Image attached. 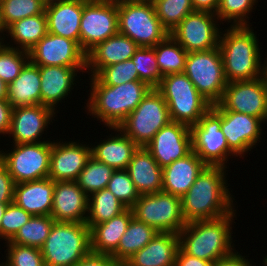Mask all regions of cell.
Instances as JSON below:
<instances>
[{
  "mask_svg": "<svg viewBox=\"0 0 267 266\" xmlns=\"http://www.w3.org/2000/svg\"><path fill=\"white\" fill-rule=\"evenodd\" d=\"M61 1H67V0H42V2L44 3L45 6H48V5L54 4V3H58Z\"/></svg>",
  "mask_w": 267,
  "mask_h": 266,
  "instance_id": "680465c9",
  "label": "cell"
},
{
  "mask_svg": "<svg viewBox=\"0 0 267 266\" xmlns=\"http://www.w3.org/2000/svg\"><path fill=\"white\" fill-rule=\"evenodd\" d=\"M8 204H10V203H0V225H1L2 217L4 215V212H5Z\"/></svg>",
  "mask_w": 267,
  "mask_h": 266,
  "instance_id": "6f0895ef",
  "label": "cell"
},
{
  "mask_svg": "<svg viewBox=\"0 0 267 266\" xmlns=\"http://www.w3.org/2000/svg\"><path fill=\"white\" fill-rule=\"evenodd\" d=\"M95 77L103 84L117 86L134 80H139L138 71L132 60H126L102 68Z\"/></svg>",
  "mask_w": 267,
  "mask_h": 266,
  "instance_id": "7bdbcfd3",
  "label": "cell"
},
{
  "mask_svg": "<svg viewBox=\"0 0 267 266\" xmlns=\"http://www.w3.org/2000/svg\"><path fill=\"white\" fill-rule=\"evenodd\" d=\"M15 182L5 164L0 160V203H12Z\"/></svg>",
  "mask_w": 267,
  "mask_h": 266,
  "instance_id": "7dc6e473",
  "label": "cell"
},
{
  "mask_svg": "<svg viewBox=\"0 0 267 266\" xmlns=\"http://www.w3.org/2000/svg\"><path fill=\"white\" fill-rule=\"evenodd\" d=\"M214 105L219 110L244 113L267 123V85L262 77L228 83L222 99Z\"/></svg>",
  "mask_w": 267,
  "mask_h": 266,
  "instance_id": "9a60e30c",
  "label": "cell"
},
{
  "mask_svg": "<svg viewBox=\"0 0 267 266\" xmlns=\"http://www.w3.org/2000/svg\"><path fill=\"white\" fill-rule=\"evenodd\" d=\"M138 48L129 37L118 32L86 54V70H90L87 73L95 76L104 67L130 60Z\"/></svg>",
  "mask_w": 267,
  "mask_h": 266,
  "instance_id": "603a6c76",
  "label": "cell"
},
{
  "mask_svg": "<svg viewBox=\"0 0 267 266\" xmlns=\"http://www.w3.org/2000/svg\"><path fill=\"white\" fill-rule=\"evenodd\" d=\"M195 11H208L216 14L220 0H191Z\"/></svg>",
  "mask_w": 267,
  "mask_h": 266,
  "instance_id": "f5cc1de1",
  "label": "cell"
},
{
  "mask_svg": "<svg viewBox=\"0 0 267 266\" xmlns=\"http://www.w3.org/2000/svg\"><path fill=\"white\" fill-rule=\"evenodd\" d=\"M36 66L86 67V53L69 38L47 33L30 51Z\"/></svg>",
  "mask_w": 267,
  "mask_h": 266,
  "instance_id": "2e32d148",
  "label": "cell"
},
{
  "mask_svg": "<svg viewBox=\"0 0 267 266\" xmlns=\"http://www.w3.org/2000/svg\"><path fill=\"white\" fill-rule=\"evenodd\" d=\"M133 217L157 232L179 233L186 225L181 198L166 192L140 195L131 207Z\"/></svg>",
  "mask_w": 267,
  "mask_h": 266,
  "instance_id": "30bf717a",
  "label": "cell"
},
{
  "mask_svg": "<svg viewBox=\"0 0 267 266\" xmlns=\"http://www.w3.org/2000/svg\"><path fill=\"white\" fill-rule=\"evenodd\" d=\"M45 12L42 0H1L0 20L6 30L14 22Z\"/></svg>",
  "mask_w": 267,
  "mask_h": 266,
  "instance_id": "74e56055",
  "label": "cell"
},
{
  "mask_svg": "<svg viewBox=\"0 0 267 266\" xmlns=\"http://www.w3.org/2000/svg\"><path fill=\"white\" fill-rule=\"evenodd\" d=\"M162 26L170 33L188 14L194 12L191 0H152Z\"/></svg>",
  "mask_w": 267,
  "mask_h": 266,
  "instance_id": "f35d334b",
  "label": "cell"
},
{
  "mask_svg": "<svg viewBox=\"0 0 267 266\" xmlns=\"http://www.w3.org/2000/svg\"><path fill=\"white\" fill-rule=\"evenodd\" d=\"M153 48L162 76L184 72L188 52L170 34Z\"/></svg>",
  "mask_w": 267,
  "mask_h": 266,
  "instance_id": "e575fe53",
  "label": "cell"
},
{
  "mask_svg": "<svg viewBox=\"0 0 267 266\" xmlns=\"http://www.w3.org/2000/svg\"><path fill=\"white\" fill-rule=\"evenodd\" d=\"M126 171L140 195L162 191V168L145 147H139L133 154Z\"/></svg>",
  "mask_w": 267,
  "mask_h": 266,
  "instance_id": "83f0119b",
  "label": "cell"
},
{
  "mask_svg": "<svg viewBox=\"0 0 267 266\" xmlns=\"http://www.w3.org/2000/svg\"><path fill=\"white\" fill-rule=\"evenodd\" d=\"M90 97L87 112L105 126L118 127L152 89L147 83L134 80L117 86L103 85L95 76L89 77Z\"/></svg>",
  "mask_w": 267,
  "mask_h": 266,
  "instance_id": "7a4b0ae2",
  "label": "cell"
},
{
  "mask_svg": "<svg viewBox=\"0 0 267 266\" xmlns=\"http://www.w3.org/2000/svg\"><path fill=\"white\" fill-rule=\"evenodd\" d=\"M178 249L177 233L158 232L146 246L124 264L126 266H175Z\"/></svg>",
  "mask_w": 267,
  "mask_h": 266,
  "instance_id": "484cf974",
  "label": "cell"
},
{
  "mask_svg": "<svg viewBox=\"0 0 267 266\" xmlns=\"http://www.w3.org/2000/svg\"><path fill=\"white\" fill-rule=\"evenodd\" d=\"M115 170L93 158L88 160L87 164L80 172L76 182L78 186L88 195L107 188L112 173Z\"/></svg>",
  "mask_w": 267,
  "mask_h": 266,
  "instance_id": "8d00e7d4",
  "label": "cell"
},
{
  "mask_svg": "<svg viewBox=\"0 0 267 266\" xmlns=\"http://www.w3.org/2000/svg\"><path fill=\"white\" fill-rule=\"evenodd\" d=\"M39 69L41 104L54 111H56L57 104L68 97L74 89L77 73L83 74L86 71V67L39 66Z\"/></svg>",
  "mask_w": 267,
  "mask_h": 266,
  "instance_id": "7402d4cb",
  "label": "cell"
},
{
  "mask_svg": "<svg viewBox=\"0 0 267 266\" xmlns=\"http://www.w3.org/2000/svg\"><path fill=\"white\" fill-rule=\"evenodd\" d=\"M264 122L244 113L221 110V130L227 140L229 149L238 157L245 156L255 148L262 135Z\"/></svg>",
  "mask_w": 267,
  "mask_h": 266,
  "instance_id": "ac0fdd59",
  "label": "cell"
},
{
  "mask_svg": "<svg viewBox=\"0 0 267 266\" xmlns=\"http://www.w3.org/2000/svg\"><path fill=\"white\" fill-rule=\"evenodd\" d=\"M13 107L7 99L0 100V134L9 133Z\"/></svg>",
  "mask_w": 267,
  "mask_h": 266,
  "instance_id": "681fc988",
  "label": "cell"
},
{
  "mask_svg": "<svg viewBox=\"0 0 267 266\" xmlns=\"http://www.w3.org/2000/svg\"><path fill=\"white\" fill-rule=\"evenodd\" d=\"M158 232L146 223L130 220L117 250L111 255L119 264H124L136 252L146 246Z\"/></svg>",
  "mask_w": 267,
  "mask_h": 266,
  "instance_id": "d6a6232c",
  "label": "cell"
},
{
  "mask_svg": "<svg viewBox=\"0 0 267 266\" xmlns=\"http://www.w3.org/2000/svg\"><path fill=\"white\" fill-rule=\"evenodd\" d=\"M218 21L214 13L194 11L188 14L169 34L188 53L208 51L219 46L221 30Z\"/></svg>",
  "mask_w": 267,
  "mask_h": 266,
  "instance_id": "5bb4252c",
  "label": "cell"
},
{
  "mask_svg": "<svg viewBox=\"0 0 267 266\" xmlns=\"http://www.w3.org/2000/svg\"><path fill=\"white\" fill-rule=\"evenodd\" d=\"M236 210L221 218L187 223L178 233L179 247L191 256L215 263L232 254V222Z\"/></svg>",
  "mask_w": 267,
  "mask_h": 266,
  "instance_id": "277c9868",
  "label": "cell"
},
{
  "mask_svg": "<svg viewBox=\"0 0 267 266\" xmlns=\"http://www.w3.org/2000/svg\"><path fill=\"white\" fill-rule=\"evenodd\" d=\"M15 44L13 48L29 52L48 32L45 12L26 17L11 24L6 30Z\"/></svg>",
  "mask_w": 267,
  "mask_h": 266,
  "instance_id": "1f68e13d",
  "label": "cell"
},
{
  "mask_svg": "<svg viewBox=\"0 0 267 266\" xmlns=\"http://www.w3.org/2000/svg\"><path fill=\"white\" fill-rule=\"evenodd\" d=\"M4 32H5V29L3 28L2 24H1V20H0V33H2L3 36H4Z\"/></svg>",
  "mask_w": 267,
  "mask_h": 266,
  "instance_id": "94428289",
  "label": "cell"
},
{
  "mask_svg": "<svg viewBox=\"0 0 267 266\" xmlns=\"http://www.w3.org/2000/svg\"><path fill=\"white\" fill-rule=\"evenodd\" d=\"M10 152L0 151V160L7 167L15 184L48 178L51 141L12 144ZM8 152V153H7Z\"/></svg>",
  "mask_w": 267,
  "mask_h": 266,
  "instance_id": "7c38bea8",
  "label": "cell"
},
{
  "mask_svg": "<svg viewBox=\"0 0 267 266\" xmlns=\"http://www.w3.org/2000/svg\"><path fill=\"white\" fill-rule=\"evenodd\" d=\"M109 129L118 134L115 136L110 134L109 138L107 136V139L99 142L96 146L93 145L91 156L114 170H126L139 146L118 127H109Z\"/></svg>",
  "mask_w": 267,
  "mask_h": 266,
  "instance_id": "f1b7e54d",
  "label": "cell"
},
{
  "mask_svg": "<svg viewBox=\"0 0 267 266\" xmlns=\"http://www.w3.org/2000/svg\"><path fill=\"white\" fill-rule=\"evenodd\" d=\"M54 222L50 215L32 216L9 242L40 249L49 236Z\"/></svg>",
  "mask_w": 267,
  "mask_h": 266,
  "instance_id": "d590c367",
  "label": "cell"
},
{
  "mask_svg": "<svg viewBox=\"0 0 267 266\" xmlns=\"http://www.w3.org/2000/svg\"><path fill=\"white\" fill-rule=\"evenodd\" d=\"M221 110L215 105L191 129L192 150L207 166L226 167L228 159L236 155L229 149L221 130Z\"/></svg>",
  "mask_w": 267,
  "mask_h": 266,
  "instance_id": "8fae6325",
  "label": "cell"
},
{
  "mask_svg": "<svg viewBox=\"0 0 267 266\" xmlns=\"http://www.w3.org/2000/svg\"><path fill=\"white\" fill-rule=\"evenodd\" d=\"M83 0H67L45 6L47 32L69 38L80 45Z\"/></svg>",
  "mask_w": 267,
  "mask_h": 266,
  "instance_id": "cb8c5ba5",
  "label": "cell"
},
{
  "mask_svg": "<svg viewBox=\"0 0 267 266\" xmlns=\"http://www.w3.org/2000/svg\"><path fill=\"white\" fill-rule=\"evenodd\" d=\"M126 209L127 207L116 196L104 188L89 196L86 224L91 228L120 215Z\"/></svg>",
  "mask_w": 267,
  "mask_h": 266,
  "instance_id": "836d02e7",
  "label": "cell"
},
{
  "mask_svg": "<svg viewBox=\"0 0 267 266\" xmlns=\"http://www.w3.org/2000/svg\"><path fill=\"white\" fill-rule=\"evenodd\" d=\"M118 32L139 47H154L169 35L157 17L152 1L119 4Z\"/></svg>",
  "mask_w": 267,
  "mask_h": 266,
  "instance_id": "52a82bcc",
  "label": "cell"
},
{
  "mask_svg": "<svg viewBox=\"0 0 267 266\" xmlns=\"http://www.w3.org/2000/svg\"><path fill=\"white\" fill-rule=\"evenodd\" d=\"M112 4H122V3H127V2H140V1H152V0H106Z\"/></svg>",
  "mask_w": 267,
  "mask_h": 266,
  "instance_id": "11a10c76",
  "label": "cell"
},
{
  "mask_svg": "<svg viewBox=\"0 0 267 266\" xmlns=\"http://www.w3.org/2000/svg\"><path fill=\"white\" fill-rule=\"evenodd\" d=\"M252 28L230 26L225 31H221L218 48L228 83L262 77L259 41Z\"/></svg>",
  "mask_w": 267,
  "mask_h": 266,
  "instance_id": "3957f363",
  "label": "cell"
},
{
  "mask_svg": "<svg viewBox=\"0 0 267 266\" xmlns=\"http://www.w3.org/2000/svg\"><path fill=\"white\" fill-rule=\"evenodd\" d=\"M119 263L111 256L90 252L74 266H118Z\"/></svg>",
  "mask_w": 267,
  "mask_h": 266,
  "instance_id": "c3c4849f",
  "label": "cell"
},
{
  "mask_svg": "<svg viewBox=\"0 0 267 266\" xmlns=\"http://www.w3.org/2000/svg\"><path fill=\"white\" fill-rule=\"evenodd\" d=\"M258 0H220L216 15L220 22H230V26H250L249 13Z\"/></svg>",
  "mask_w": 267,
  "mask_h": 266,
  "instance_id": "60d3db41",
  "label": "cell"
},
{
  "mask_svg": "<svg viewBox=\"0 0 267 266\" xmlns=\"http://www.w3.org/2000/svg\"><path fill=\"white\" fill-rule=\"evenodd\" d=\"M45 266H74L91 252L86 223L54 222L40 248Z\"/></svg>",
  "mask_w": 267,
  "mask_h": 266,
  "instance_id": "5b68a950",
  "label": "cell"
},
{
  "mask_svg": "<svg viewBox=\"0 0 267 266\" xmlns=\"http://www.w3.org/2000/svg\"><path fill=\"white\" fill-rule=\"evenodd\" d=\"M4 45L0 49V79L7 84L13 82L20 74L24 66L29 62V52Z\"/></svg>",
  "mask_w": 267,
  "mask_h": 266,
  "instance_id": "b9f144b4",
  "label": "cell"
},
{
  "mask_svg": "<svg viewBox=\"0 0 267 266\" xmlns=\"http://www.w3.org/2000/svg\"><path fill=\"white\" fill-rule=\"evenodd\" d=\"M170 122L165 99L156 88H152L118 128L139 147H144Z\"/></svg>",
  "mask_w": 267,
  "mask_h": 266,
  "instance_id": "ba28073f",
  "label": "cell"
},
{
  "mask_svg": "<svg viewBox=\"0 0 267 266\" xmlns=\"http://www.w3.org/2000/svg\"><path fill=\"white\" fill-rule=\"evenodd\" d=\"M56 112L42 104L14 107L11 116L9 137L14 144L39 143ZM45 129V130H44ZM40 137V138H39Z\"/></svg>",
  "mask_w": 267,
  "mask_h": 266,
  "instance_id": "d6986e66",
  "label": "cell"
},
{
  "mask_svg": "<svg viewBox=\"0 0 267 266\" xmlns=\"http://www.w3.org/2000/svg\"><path fill=\"white\" fill-rule=\"evenodd\" d=\"M6 38L5 36L2 37V34L0 33V49L6 44L4 43Z\"/></svg>",
  "mask_w": 267,
  "mask_h": 266,
  "instance_id": "91938a15",
  "label": "cell"
},
{
  "mask_svg": "<svg viewBox=\"0 0 267 266\" xmlns=\"http://www.w3.org/2000/svg\"><path fill=\"white\" fill-rule=\"evenodd\" d=\"M32 215L14 202L8 204L0 225V239L10 241Z\"/></svg>",
  "mask_w": 267,
  "mask_h": 266,
  "instance_id": "bcb514c9",
  "label": "cell"
},
{
  "mask_svg": "<svg viewBox=\"0 0 267 266\" xmlns=\"http://www.w3.org/2000/svg\"><path fill=\"white\" fill-rule=\"evenodd\" d=\"M132 218V209L127 208L120 215L93 225L90 228L91 252L112 255Z\"/></svg>",
  "mask_w": 267,
  "mask_h": 266,
  "instance_id": "f546056e",
  "label": "cell"
},
{
  "mask_svg": "<svg viewBox=\"0 0 267 266\" xmlns=\"http://www.w3.org/2000/svg\"><path fill=\"white\" fill-rule=\"evenodd\" d=\"M144 147L163 169L192 151L191 129L185 124L171 121Z\"/></svg>",
  "mask_w": 267,
  "mask_h": 266,
  "instance_id": "e0dca14e",
  "label": "cell"
},
{
  "mask_svg": "<svg viewBox=\"0 0 267 266\" xmlns=\"http://www.w3.org/2000/svg\"><path fill=\"white\" fill-rule=\"evenodd\" d=\"M8 84L0 79V100L7 99Z\"/></svg>",
  "mask_w": 267,
  "mask_h": 266,
  "instance_id": "db71d44e",
  "label": "cell"
},
{
  "mask_svg": "<svg viewBox=\"0 0 267 266\" xmlns=\"http://www.w3.org/2000/svg\"><path fill=\"white\" fill-rule=\"evenodd\" d=\"M175 266H213V262L186 254L180 247L176 254Z\"/></svg>",
  "mask_w": 267,
  "mask_h": 266,
  "instance_id": "f907efd6",
  "label": "cell"
},
{
  "mask_svg": "<svg viewBox=\"0 0 267 266\" xmlns=\"http://www.w3.org/2000/svg\"><path fill=\"white\" fill-rule=\"evenodd\" d=\"M226 168L206 166L187 193L181 197L182 214L186 224L218 219L235 210V199L229 191L225 177Z\"/></svg>",
  "mask_w": 267,
  "mask_h": 266,
  "instance_id": "6da1fadb",
  "label": "cell"
},
{
  "mask_svg": "<svg viewBox=\"0 0 267 266\" xmlns=\"http://www.w3.org/2000/svg\"><path fill=\"white\" fill-rule=\"evenodd\" d=\"M139 75V81L157 88L162 80L153 47H139L131 58Z\"/></svg>",
  "mask_w": 267,
  "mask_h": 266,
  "instance_id": "ab89813d",
  "label": "cell"
},
{
  "mask_svg": "<svg viewBox=\"0 0 267 266\" xmlns=\"http://www.w3.org/2000/svg\"><path fill=\"white\" fill-rule=\"evenodd\" d=\"M41 79L39 66L30 61L7 88V100L12 107L41 104Z\"/></svg>",
  "mask_w": 267,
  "mask_h": 266,
  "instance_id": "4dcf8cb0",
  "label": "cell"
},
{
  "mask_svg": "<svg viewBox=\"0 0 267 266\" xmlns=\"http://www.w3.org/2000/svg\"><path fill=\"white\" fill-rule=\"evenodd\" d=\"M245 257L236 250L232 254L217 260L213 263V266H252Z\"/></svg>",
  "mask_w": 267,
  "mask_h": 266,
  "instance_id": "816d5d0a",
  "label": "cell"
},
{
  "mask_svg": "<svg viewBox=\"0 0 267 266\" xmlns=\"http://www.w3.org/2000/svg\"><path fill=\"white\" fill-rule=\"evenodd\" d=\"M265 61V62H264ZM262 63V78L264 79V82L267 85V58Z\"/></svg>",
  "mask_w": 267,
  "mask_h": 266,
  "instance_id": "9f6ffc18",
  "label": "cell"
},
{
  "mask_svg": "<svg viewBox=\"0 0 267 266\" xmlns=\"http://www.w3.org/2000/svg\"><path fill=\"white\" fill-rule=\"evenodd\" d=\"M117 33L118 5L106 0H83L80 47L86 54Z\"/></svg>",
  "mask_w": 267,
  "mask_h": 266,
  "instance_id": "4fadbf2b",
  "label": "cell"
},
{
  "mask_svg": "<svg viewBox=\"0 0 267 266\" xmlns=\"http://www.w3.org/2000/svg\"><path fill=\"white\" fill-rule=\"evenodd\" d=\"M184 73L198 92L212 105L222 99L228 82L218 47L208 51L189 52L185 61Z\"/></svg>",
  "mask_w": 267,
  "mask_h": 266,
  "instance_id": "9c48e42d",
  "label": "cell"
},
{
  "mask_svg": "<svg viewBox=\"0 0 267 266\" xmlns=\"http://www.w3.org/2000/svg\"><path fill=\"white\" fill-rule=\"evenodd\" d=\"M156 89L167 103L171 121L190 128L212 107L184 72L163 76Z\"/></svg>",
  "mask_w": 267,
  "mask_h": 266,
  "instance_id": "8992f818",
  "label": "cell"
},
{
  "mask_svg": "<svg viewBox=\"0 0 267 266\" xmlns=\"http://www.w3.org/2000/svg\"><path fill=\"white\" fill-rule=\"evenodd\" d=\"M91 146L76 141H51L48 178L55 181H76L91 157Z\"/></svg>",
  "mask_w": 267,
  "mask_h": 266,
  "instance_id": "ffe728a7",
  "label": "cell"
},
{
  "mask_svg": "<svg viewBox=\"0 0 267 266\" xmlns=\"http://www.w3.org/2000/svg\"><path fill=\"white\" fill-rule=\"evenodd\" d=\"M207 165L192 150L162 169V191L183 197Z\"/></svg>",
  "mask_w": 267,
  "mask_h": 266,
  "instance_id": "d4e9b609",
  "label": "cell"
},
{
  "mask_svg": "<svg viewBox=\"0 0 267 266\" xmlns=\"http://www.w3.org/2000/svg\"><path fill=\"white\" fill-rule=\"evenodd\" d=\"M107 189L127 208H131L140 196L126 170H115Z\"/></svg>",
  "mask_w": 267,
  "mask_h": 266,
  "instance_id": "ee69618b",
  "label": "cell"
},
{
  "mask_svg": "<svg viewBox=\"0 0 267 266\" xmlns=\"http://www.w3.org/2000/svg\"><path fill=\"white\" fill-rule=\"evenodd\" d=\"M54 181L45 178L15 184L13 202L32 216L50 215Z\"/></svg>",
  "mask_w": 267,
  "mask_h": 266,
  "instance_id": "4316f807",
  "label": "cell"
},
{
  "mask_svg": "<svg viewBox=\"0 0 267 266\" xmlns=\"http://www.w3.org/2000/svg\"><path fill=\"white\" fill-rule=\"evenodd\" d=\"M88 199L76 181H55L50 216L56 222L86 223Z\"/></svg>",
  "mask_w": 267,
  "mask_h": 266,
  "instance_id": "44dd1931",
  "label": "cell"
},
{
  "mask_svg": "<svg viewBox=\"0 0 267 266\" xmlns=\"http://www.w3.org/2000/svg\"><path fill=\"white\" fill-rule=\"evenodd\" d=\"M7 245L4 266H45L41 250L36 247L17 245L5 242Z\"/></svg>",
  "mask_w": 267,
  "mask_h": 266,
  "instance_id": "f6af8a7d",
  "label": "cell"
}]
</instances>
